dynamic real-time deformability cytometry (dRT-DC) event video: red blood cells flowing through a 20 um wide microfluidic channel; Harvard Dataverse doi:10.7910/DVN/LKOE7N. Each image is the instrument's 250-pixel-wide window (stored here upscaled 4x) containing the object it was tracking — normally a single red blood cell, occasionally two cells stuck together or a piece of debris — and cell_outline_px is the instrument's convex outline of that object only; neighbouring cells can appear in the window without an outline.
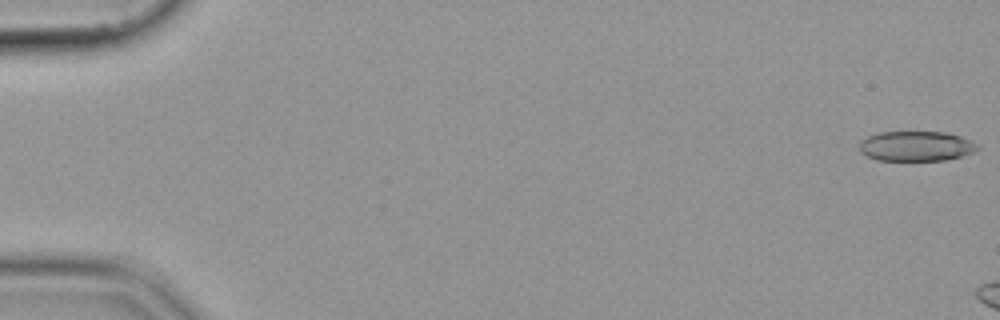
{"species": "common noctule bat (a hibernating species)", "species_latin": "Nyctalus noctula", "temperature_condition": "cold", "stored_images_in_passage": 6, "camera_frame_rate_fps": 3000, "um_per_image_px": 0.085, "animal": {"sex": "female", "body_mass_g": 19.9}, "frame": {"image": 1, "passage_image": 1, "time_ms": 0.0, "image_size_px": [1000, 320], "cell_outline_px": [[980, 148], [972, 152], [960, 156], [944, 160], [876, 160], [860, 152], [860, 140], [868, 136], [880, 132], [944, 132], [960, 136], [972, 140], [980, 144]], "centroid_in_image_um": [77.89, 12.41], "position_along_channel_um": 7.1, "area_um2": 20.63}}